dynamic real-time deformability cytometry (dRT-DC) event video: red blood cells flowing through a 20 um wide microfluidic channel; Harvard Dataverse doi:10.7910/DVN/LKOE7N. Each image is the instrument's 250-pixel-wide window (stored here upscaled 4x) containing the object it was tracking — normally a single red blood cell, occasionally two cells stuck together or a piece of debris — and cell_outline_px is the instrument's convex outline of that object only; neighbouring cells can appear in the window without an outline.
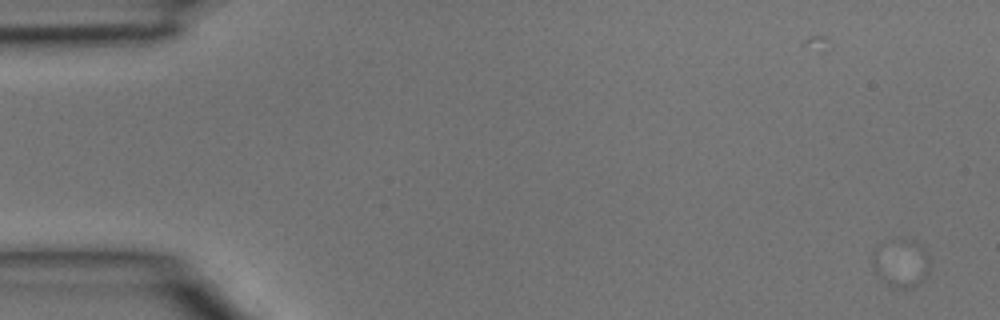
{"species": "common noctule bat (a hibernating species)", "species_latin": "Nyctalus noctula", "temperature_condition": "room temperature", "stored_images_in_passage": 4, "camera_frame_rate_fps": 3000, "um_per_image_px": 0.085, "animal": {"sex": "male", "body_mass_g": 15.6}, "frame": {"image": 1, "passage_image": 1, "time_ms": 0.0, "image_size_px": [1000, 320], "cell_outline_px": [[928, 276], [924, 280], [912, 288], [892, 288], [880, 280], [872, 268], [872, 252], [876, 244], [892, 236], [896, 236], [916, 240], [924, 248], [928, 256]], "centroid_in_image_um": [76.52, 22.3], "position_along_channel_um": 8.5, "area_um2": 17.22}}